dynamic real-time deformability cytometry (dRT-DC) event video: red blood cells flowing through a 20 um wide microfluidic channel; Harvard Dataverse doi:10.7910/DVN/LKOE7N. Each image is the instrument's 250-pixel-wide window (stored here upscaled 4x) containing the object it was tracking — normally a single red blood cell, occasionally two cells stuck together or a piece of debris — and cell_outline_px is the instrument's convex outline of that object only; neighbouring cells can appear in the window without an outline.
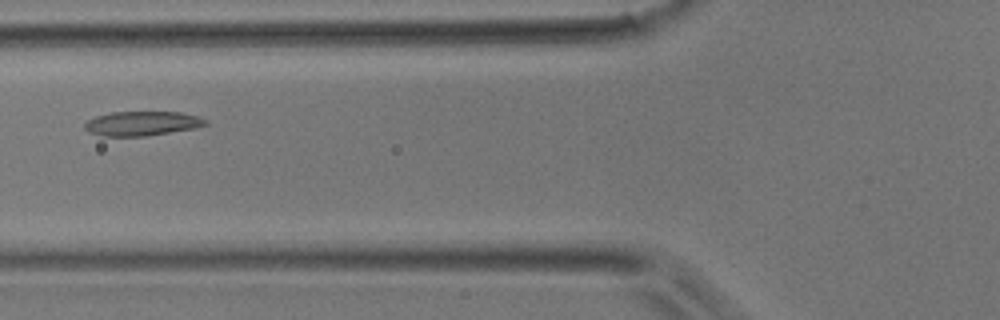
{"species": "common noctule bat (a hibernating species)", "species_latin": "Nyctalus noctula", "temperature_condition": "room temperature", "stored_images_in_passage": 40, "camera_frame_rate_fps": 3000, "um_per_image_px": 0.085, "animal": {"sex": "male", "body_mass_g": 17.9}, "frame": {"image": 1, "passage_image": 12, "time_ms": 3.667, "image_size_px": [1000, 320], "cell_outline_px": [[208, 124], [196, 128], [148, 136], [100, 136], [88, 132], [84, 128], [84, 124], [88, 120], [96, 116], [112, 112], [180, 112], [196, 116], [208, 120]], "centroid_in_image_um": [12.07, 10.5], "position_along_channel_um": 113.7, "area_um2": 17.28}}
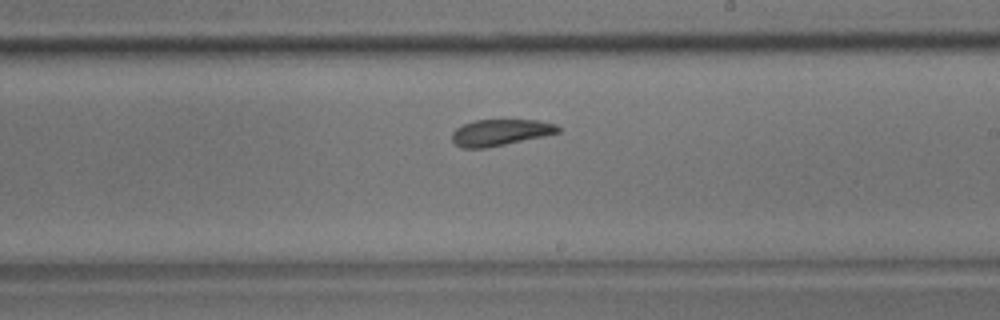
{"frame": {"image": 2, "passage_image": 21, "time_ms": 6.667, "image_size_px": [1000, 320], "cell_outline_px": [[560, 132], [544, 136], [488, 148], [460, 148], [452, 140], [452, 132], [456, 128], [464, 124], [476, 120], [536, 120], [556, 124], [560, 128]], "centroid_in_image_um": [42.52, 11.26], "position_along_channel_um": 246.5, "area_um2": 16.3}}
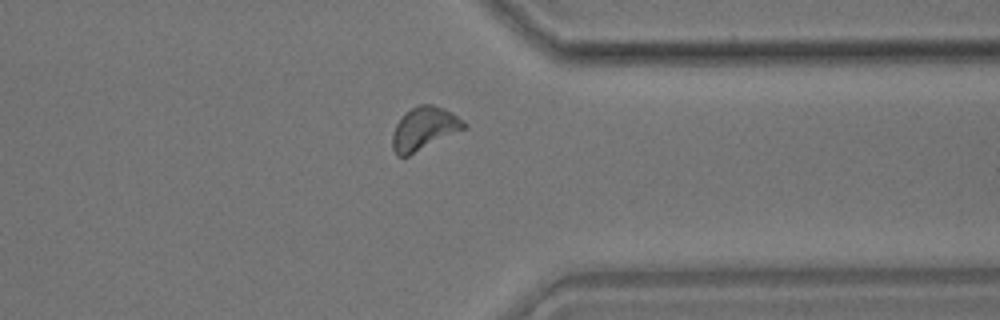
{"frame": {"image": 3, "passage_image": 30, "time_ms": 9.667, "image_size_px": [1000, 320], "cell_outline_px": [[468, 128], [408, 156], [396, 156], [392, 148], [392, 136], [396, 124], [412, 108], [420, 104], [432, 104], [444, 108], [452, 112], [464, 120], [468, 124]], "centroid_in_image_um": [36.11, 10.94], "position_along_channel_um": 375.3, "area_um2": 18.03}}